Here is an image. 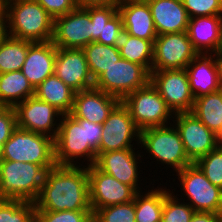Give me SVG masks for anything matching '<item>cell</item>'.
Listing matches in <instances>:
<instances>
[{"instance_id": "1", "label": "cell", "mask_w": 222, "mask_h": 222, "mask_svg": "<svg viewBox=\"0 0 222 222\" xmlns=\"http://www.w3.org/2000/svg\"><path fill=\"white\" fill-rule=\"evenodd\" d=\"M86 166L56 165L47 170L36 211H92Z\"/></svg>"}, {"instance_id": "2", "label": "cell", "mask_w": 222, "mask_h": 222, "mask_svg": "<svg viewBox=\"0 0 222 222\" xmlns=\"http://www.w3.org/2000/svg\"><path fill=\"white\" fill-rule=\"evenodd\" d=\"M54 139L57 165H77L74 159L87 158L88 165L96 162L101 141L102 125L63 114Z\"/></svg>"}, {"instance_id": "3", "label": "cell", "mask_w": 222, "mask_h": 222, "mask_svg": "<svg viewBox=\"0 0 222 222\" xmlns=\"http://www.w3.org/2000/svg\"><path fill=\"white\" fill-rule=\"evenodd\" d=\"M8 35L31 42L52 41L54 18L35 0H5Z\"/></svg>"}, {"instance_id": "4", "label": "cell", "mask_w": 222, "mask_h": 222, "mask_svg": "<svg viewBox=\"0 0 222 222\" xmlns=\"http://www.w3.org/2000/svg\"><path fill=\"white\" fill-rule=\"evenodd\" d=\"M47 170L34 163L0 161V199L34 202Z\"/></svg>"}, {"instance_id": "5", "label": "cell", "mask_w": 222, "mask_h": 222, "mask_svg": "<svg viewBox=\"0 0 222 222\" xmlns=\"http://www.w3.org/2000/svg\"><path fill=\"white\" fill-rule=\"evenodd\" d=\"M2 160L34 163L49 170L57 165L54 139L17 127L4 143Z\"/></svg>"}, {"instance_id": "6", "label": "cell", "mask_w": 222, "mask_h": 222, "mask_svg": "<svg viewBox=\"0 0 222 222\" xmlns=\"http://www.w3.org/2000/svg\"><path fill=\"white\" fill-rule=\"evenodd\" d=\"M121 102L128 108L140 131L169 125L168 120L170 122L175 115L151 82L128 94Z\"/></svg>"}, {"instance_id": "7", "label": "cell", "mask_w": 222, "mask_h": 222, "mask_svg": "<svg viewBox=\"0 0 222 222\" xmlns=\"http://www.w3.org/2000/svg\"><path fill=\"white\" fill-rule=\"evenodd\" d=\"M158 126L140 131L141 148L147 150L153 158L161 163L173 166L175 172L192 164L188 159L180 134L176 127Z\"/></svg>"}, {"instance_id": "8", "label": "cell", "mask_w": 222, "mask_h": 222, "mask_svg": "<svg viewBox=\"0 0 222 222\" xmlns=\"http://www.w3.org/2000/svg\"><path fill=\"white\" fill-rule=\"evenodd\" d=\"M149 82L150 73L142 65L120 58L94 81V87L122 101Z\"/></svg>"}, {"instance_id": "9", "label": "cell", "mask_w": 222, "mask_h": 222, "mask_svg": "<svg viewBox=\"0 0 222 222\" xmlns=\"http://www.w3.org/2000/svg\"><path fill=\"white\" fill-rule=\"evenodd\" d=\"M177 176L194 211L222 213V189L213 185L195 163L177 172Z\"/></svg>"}, {"instance_id": "10", "label": "cell", "mask_w": 222, "mask_h": 222, "mask_svg": "<svg viewBox=\"0 0 222 222\" xmlns=\"http://www.w3.org/2000/svg\"><path fill=\"white\" fill-rule=\"evenodd\" d=\"M150 82L174 114L192 111L194 96L185 69L152 70Z\"/></svg>"}, {"instance_id": "11", "label": "cell", "mask_w": 222, "mask_h": 222, "mask_svg": "<svg viewBox=\"0 0 222 222\" xmlns=\"http://www.w3.org/2000/svg\"><path fill=\"white\" fill-rule=\"evenodd\" d=\"M198 54L187 32L157 35L152 70L185 69Z\"/></svg>"}, {"instance_id": "12", "label": "cell", "mask_w": 222, "mask_h": 222, "mask_svg": "<svg viewBox=\"0 0 222 222\" xmlns=\"http://www.w3.org/2000/svg\"><path fill=\"white\" fill-rule=\"evenodd\" d=\"M89 202L94 213L97 209L131 202L136 191L116 178L102 172L94 164L87 165Z\"/></svg>"}, {"instance_id": "13", "label": "cell", "mask_w": 222, "mask_h": 222, "mask_svg": "<svg viewBox=\"0 0 222 222\" xmlns=\"http://www.w3.org/2000/svg\"><path fill=\"white\" fill-rule=\"evenodd\" d=\"M173 122L183 142L188 159L195 163L217 148V135L208 129L192 112L176 113Z\"/></svg>"}, {"instance_id": "14", "label": "cell", "mask_w": 222, "mask_h": 222, "mask_svg": "<svg viewBox=\"0 0 222 222\" xmlns=\"http://www.w3.org/2000/svg\"><path fill=\"white\" fill-rule=\"evenodd\" d=\"M52 43L57 48L82 49L92 43V22L89 13L80 6L54 18Z\"/></svg>"}, {"instance_id": "15", "label": "cell", "mask_w": 222, "mask_h": 222, "mask_svg": "<svg viewBox=\"0 0 222 222\" xmlns=\"http://www.w3.org/2000/svg\"><path fill=\"white\" fill-rule=\"evenodd\" d=\"M140 142V130L134 124L128 108L120 102L102 124L99 152L133 149L132 139Z\"/></svg>"}, {"instance_id": "16", "label": "cell", "mask_w": 222, "mask_h": 222, "mask_svg": "<svg viewBox=\"0 0 222 222\" xmlns=\"http://www.w3.org/2000/svg\"><path fill=\"white\" fill-rule=\"evenodd\" d=\"M14 109L18 128L55 139L59 130V123L56 124L55 117L61 118L59 116L63 114L51 104L34 95L17 104Z\"/></svg>"}, {"instance_id": "17", "label": "cell", "mask_w": 222, "mask_h": 222, "mask_svg": "<svg viewBox=\"0 0 222 222\" xmlns=\"http://www.w3.org/2000/svg\"><path fill=\"white\" fill-rule=\"evenodd\" d=\"M54 74L75 92L94 87L82 49L57 48Z\"/></svg>"}, {"instance_id": "18", "label": "cell", "mask_w": 222, "mask_h": 222, "mask_svg": "<svg viewBox=\"0 0 222 222\" xmlns=\"http://www.w3.org/2000/svg\"><path fill=\"white\" fill-rule=\"evenodd\" d=\"M140 157L143 156L137 155L133 149L99 152L94 165L121 183L131 186L136 192H140L137 169Z\"/></svg>"}, {"instance_id": "19", "label": "cell", "mask_w": 222, "mask_h": 222, "mask_svg": "<svg viewBox=\"0 0 222 222\" xmlns=\"http://www.w3.org/2000/svg\"><path fill=\"white\" fill-rule=\"evenodd\" d=\"M120 102L117 97L93 87L75 92L70 115L102 125Z\"/></svg>"}, {"instance_id": "20", "label": "cell", "mask_w": 222, "mask_h": 222, "mask_svg": "<svg viewBox=\"0 0 222 222\" xmlns=\"http://www.w3.org/2000/svg\"><path fill=\"white\" fill-rule=\"evenodd\" d=\"M118 13L125 33L154 43L157 31L146 0H121Z\"/></svg>"}, {"instance_id": "21", "label": "cell", "mask_w": 222, "mask_h": 222, "mask_svg": "<svg viewBox=\"0 0 222 222\" xmlns=\"http://www.w3.org/2000/svg\"><path fill=\"white\" fill-rule=\"evenodd\" d=\"M187 34L199 54L218 53L222 50V15L190 18Z\"/></svg>"}, {"instance_id": "22", "label": "cell", "mask_w": 222, "mask_h": 222, "mask_svg": "<svg viewBox=\"0 0 222 222\" xmlns=\"http://www.w3.org/2000/svg\"><path fill=\"white\" fill-rule=\"evenodd\" d=\"M57 47L48 42H33L22 66V73L35 89L46 78L54 74Z\"/></svg>"}, {"instance_id": "23", "label": "cell", "mask_w": 222, "mask_h": 222, "mask_svg": "<svg viewBox=\"0 0 222 222\" xmlns=\"http://www.w3.org/2000/svg\"><path fill=\"white\" fill-rule=\"evenodd\" d=\"M157 35L187 32L189 16L182 0H146Z\"/></svg>"}, {"instance_id": "24", "label": "cell", "mask_w": 222, "mask_h": 222, "mask_svg": "<svg viewBox=\"0 0 222 222\" xmlns=\"http://www.w3.org/2000/svg\"><path fill=\"white\" fill-rule=\"evenodd\" d=\"M191 93L195 98L207 95L221 89L218 80V70L215 54H198L185 68Z\"/></svg>"}, {"instance_id": "25", "label": "cell", "mask_w": 222, "mask_h": 222, "mask_svg": "<svg viewBox=\"0 0 222 222\" xmlns=\"http://www.w3.org/2000/svg\"><path fill=\"white\" fill-rule=\"evenodd\" d=\"M74 95L75 91L55 74L46 78L35 88V96L38 99L51 104L62 114H70Z\"/></svg>"}, {"instance_id": "26", "label": "cell", "mask_w": 222, "mask_h": 222, "mask_svg": "<svg viewBox=\"0 0 222 222\" xmlns=\"http://www.w3.org/2000/svg\"><path fill=\"white\" fill-rule=\"evenodd\" d=\"M34 95L35 89L21 70L0 73V107H15Z\"/></svg>"}, {"instance_id": "27", "label": "cell", "mask_w": 222, "mask_h": 222, "mask_svg": "<svg viewBox=\"0 0 222 222\" xmlns=\"http://www.w3.org/2000/svg\"><path fill=\"white\" fill-rule=\"evenodd\" d=\"M191 112L217 135L222 128V89L195 98Z\"/></svg>"}, {"instance_id": "28", "label": "cell", "mask_w": 222, "mask_h": 222, "mask_svg": "<svg viewBox=\"0 0 222 222\" xmlns=\"http://www.w3.org/2000/svg\"><path fill=\"white\" fill-rule=\"evenodd\" d=\"M121 58L142 65L149 73L152 71L154 43L123 33L118 44Z\"/></svg>"}, {"instance_id": "29", "label": "cell", "mask_w": 222, "mask_h": 222, "mask_svg": "<svg viewBox=\"0 0 222 222\" xmlns=\"http://www.w3.org/2000/svg\"><path fill=\"white\" fill-rule=\"evenodd\" d=\"M137 192L134 197L135 203V221L136 222H161L164 198L170 193V190L163 188L152 189L143 196Z\"/></svg>"}, {"instance_id": "30", "label": "cell", "mask_w": 222, "mask_h": 222, "mask_svg": "<svg viewBox=\"0 0 222 222\" xmlns=\"http://www.w3.org/2000/svg\"><path fill=\"white\" fill-rule=\"evenodd\" d=\"M82 50L94 81L121 58L118 46L92 42L83 47Z\"/></svg>"}, {"instance_id": "31", "label": "cell", "mask_w": 222, "mask_h": 222, "mask_svg": "<svg viewBox=\"0 0 222 222\" xmlns=\"http://www.w3.org/2000/svg\"><path fill=\"white\" fill-rule=\"evenodd\" d=\"M33 42L7 36L0 43V73L19 71Z\"/></svg>"}, {"instance_id": "32", "label": "cell", "mask_w": 222, "mask_h": 222, "mask_svg": "<svg viewBox=\"0 0 222 222\" xmlns=\"http://www.w3.org/2000/svg\"><path fill=\"white\" fill-rule=\"evenodd\" d=\"M35 218L34 202L0 199V222H33Z\"/></svg>"}, {"instance_id": "33", "label": "cell", "mask_w": 222, "mask_h": 222, "mask_svg": "<svg viewBox=\"0 0 222 222\" xmlns=\"http://www.w3.org/2000/svg\"><path fill=\"white\" fill-rule=\"evenodd\" d=\"M93 222H136L134 201L97 209L92 215Z\"/></svg>"}, {"instance_id": "34", "label": "cell", "mask_w": 222, "mask_h": 222, "mask_svg": "<svg viewBox=\"0 0 222 222\" xmlns=\"http://www.w3.org/2000/svg\"><path fill=\"white\" fill-rule=\"evenodd\" d=\"M195 164L213 185L222 189V146L201 157Z\"/></svg>"}, {"instance_id": "35", "label": "cell", "mask_w": 222, "mask_h": 222, "mask_svg": "<svg viewBox=\"0 0 222 222\" xmlns=\"http://www.w3.org/2000/svg\"><path fill=\"white\" fill-rule=\"evenodd\" d=\"M172 194L173 192L164 198L161 222H189L195 212L189 205L190 202L185 203L183 201L180 203L177 195L175 197Z\"/></svg>"}, {"instance_id": "36", "label": "cell", "mask_w": 222, "mask_h": 222, "mask_svg": "<svg viewBox=\"0 0 222 222\" xmlns=\"http://www.w3.org/2000/svg\"><path fill=\"white\" fill-rule=\"evenodd\" d=\"M90 15L92 22V42L102 35L103 26L118 12V5H101L83 7Z\"/></svg>"}, {"instance_id": "37", "label": "cell", "mask_w": 222, "mask_h": 222, "mask_svg": "<svg viewBox=\"0 0 222 222\" xmlns=\"http://www.w3.org/2000/svg\"><path fill=\"white\" fill-rule=\"evenodd\" d=\"M92 211H36L39 222H93Z\"/></svg>"}, {"instance_id": "38", "label": "cell", "mask_w": 222, "mask_h": 222, "mask_svg": "<svg viewBox=\"0 0 222 222\" xmlns=\"http://www.w3.org/2000/svg\"><path fill=\"white\" fill-rule=\"evenodd\" d=\"M189 18L222 15V0H182Z\"/></svg>"}, {"instance_id": "39", "label": "cell", "mask_w": 222, "mask_h": 222, "mask_svg": "<svg viewBox=\"0 0 222 222\" xmlns=\"http://www.w3.org/2000/svg\"><path fill=\"white\" fill-rule=\"evenodd\" d=\"M124 33V28L122 24V18L117 12L107 23L103 26L102 35L99 36L96 42L110 45L118 46L122 35Z\"/></svg>"}, {"instance_id": "40", "label": "cell", "mask_w": 222, "mask_h": 222, "mask_svg": "<svg viewBox=\"0 0 222 222\" xmlns=\"http://www.w3.org/2000/svg\"><path fill=\"white\" fill-rule=\"evenodd\" d=\"M17 128L14 107H0V142L5 143Z\"/></svg>"}, {"instance_id": "41", "label": "cell", "mask_w": 222, "mask_h": 222, "mask_svg": "<svg viewBox=\"0 0 222 222\" xmlns=\"http://www.w3.org/2000/svg\"><path fill=\"white\" fill-rule=\"evenodd\" d=\"M38 2L46 12L56 18L65 15L74 10L78 5L76 0H35Z\"/></svg>"}, {"instance_id": "42", "label": "cell", "mask_w": 222, "mask_h": 222, "mask_svg": "<svg viewBox=\"0 0 222 222\" xmlns=\"http://www.w3.org/2000/svg\"><path fill=\"white\" fill-rule=\"evenodd\" d=\"M189 222H222V213L195 211Z\"/></svg>"}, {"instance_id": "43", "label": "cell", "mask_w": 222, "mask_h": 222, "mask_svg": "<svg viewBox=\"0 0 222 222\" xmlns=\"http://www.w3.org/2000/svg\"><path fill=\"white\" fill-rule=\"evenodd\" d=\"M121 0H76L80 7L101 6V5H118Z\"/></svg>"}, {"instance_id": "44", "label": "cell", "mask_w": 222, "mask_h": 222, "mask_svg": "<svg viewBox=\"0 0 222 222\" xmlns=\"http://www.w3.org/2000/svg\"><path fill=\"white\" fill-rule=\"evenodd\" d=\"M5 10L0 14V43L8 36Z\"/></svg>"}, {"instance_id": "45", "label": "cell", "mask_w": 222, "mask_h": 222, "mask_svg": "<svg viewBox=\"0 0 222 222\" xmlns=\"http://www.w3.org/2000/svg\"><path fill=\"white\" fill-rule=\"evenodd\" d=\"M215 62L218 70L219 84L222 89V50H220L218 53H215Z\"/></svg>"}, {"instance_id": "46", "label": "cell", "mask_w": 222, "mask_h": 222, "mask_svg": "<svg viewBox=\"0 0 222 222\" xmlns=\"http://www.w3.org/2000/svg\"><path fill=\"white\" fill-rule=\"evenodd\" d=\"M217 141H218V145L222 146V128L220 129L219 133L217 134Z\"/></svg>"}, {"instance_id": "47", "label": "cell", "mask_w": 222, "mask_h": 222, "mask_svg": "<svg viewBox=\"0 0 222 222\" xmlns=\"http://www.w3.org/2000/svg\"><path fill=\"white\" fill-rule=\"evenodd\" d=\"M5 10V0H0V14Z\"/></svg>"}, {"instance_id": "48", "label": "cell", "mask_w": 222, "mask_h": 222, "mask_svg": "<svg viewBox=\"0 0 222 222\" xmlns=\"http://www.w3.org/2000/svg\"><path fill=\"white\" fill-rule=\"evenodd\" d=\"M4 144L0 142V161L2 160Z\"/></svg>"}]
</instances>
